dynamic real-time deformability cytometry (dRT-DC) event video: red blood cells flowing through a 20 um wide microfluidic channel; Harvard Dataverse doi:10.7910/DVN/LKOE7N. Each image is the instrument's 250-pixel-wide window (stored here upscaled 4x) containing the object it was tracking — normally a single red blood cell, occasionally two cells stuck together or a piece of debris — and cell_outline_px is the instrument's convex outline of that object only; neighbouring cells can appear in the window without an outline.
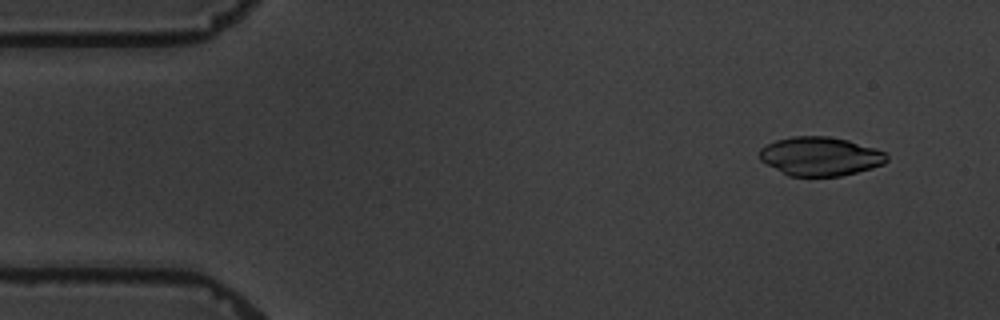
{"species": "common noctule bat (a hibernating species)", "species_latin": "Nyctalus noctula", "temperature_condition": "warm", "stored_images_in_passage": 5, "camera_frame_rate_fps": 3000, "um_per_image_px": 0.085, "animal": {"sex": "male", "body_mass_g": 19.5, "forearm_length_mm": 54.6}, "frame": {"image": 1, "passage_image": 2, "time_ms": 1.0, "image_size_px": [1000, 320], "cell_outline_px": [[888, 160], [884, 164], [872, 168], [840, 176], [788, 176], [760, 160], [760, 148], [776, 140], [792, 136], [828, 136], [848, 140], [884, 152], [888, 156]], "centroid_in_image_um": [69.71, 13.29], "position_along_channel_um": 15.3, "area_um2": 28.61}}